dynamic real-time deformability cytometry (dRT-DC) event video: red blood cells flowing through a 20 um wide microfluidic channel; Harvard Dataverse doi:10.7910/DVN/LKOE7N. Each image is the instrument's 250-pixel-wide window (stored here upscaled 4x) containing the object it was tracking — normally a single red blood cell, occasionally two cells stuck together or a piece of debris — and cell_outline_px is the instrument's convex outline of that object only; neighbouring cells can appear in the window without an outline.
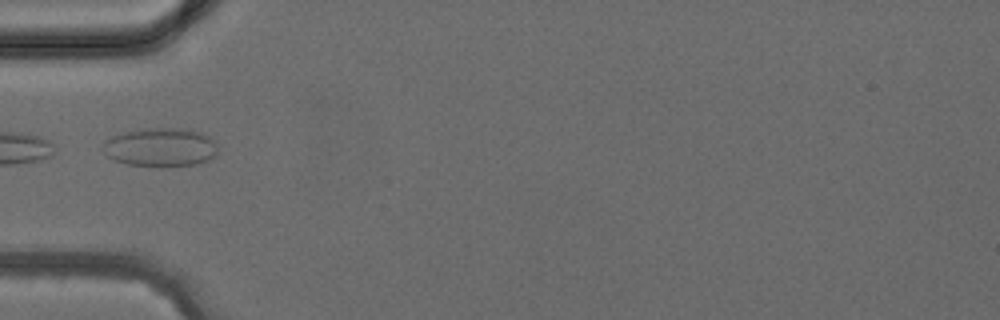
{"species": "common noctule bat (a hibernating species)", "species_latin": "Nyctalus noctula", "temperature_condition": "cold", "stored_images_in_passage": 1, "camera_frame_rate_fps": 3000, "um_per_image_px": 0.085, "animal": {"sex": "female", "body_mass_g": 24.6, "forearm_length_mm": 56.2}, "frame": {"image": 1, "passage_image": 1, "time_ms": 0.0, "image_size_px": [1000, 320], "cell_outline_px": [[216, 156], [208, 160], [196, 164], [160, 168], [128, 164], [112, 160], [100, 148], [104, 140], [112, 136], [124, 132], [148, 128], [192, 128], [208, 136], [216, 144]], "centroid_in_image_um": [13.62, 12.53], "position_along_channel_um": 71.4, "area_um2": 26.47}}